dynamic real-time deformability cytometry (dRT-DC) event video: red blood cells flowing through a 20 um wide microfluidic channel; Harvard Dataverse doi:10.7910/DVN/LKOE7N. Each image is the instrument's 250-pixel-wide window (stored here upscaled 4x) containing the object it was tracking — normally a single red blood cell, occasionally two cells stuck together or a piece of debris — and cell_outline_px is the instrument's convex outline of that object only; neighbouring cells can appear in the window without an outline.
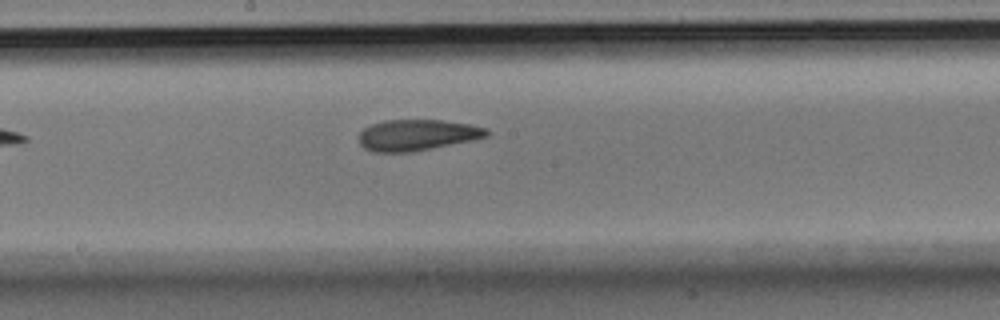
{"species": "Egyptian fruit bat (a non-hibernating species)", "species_latin": "Rousettus aegyptiacus", "temperature_condition": "room temperature", "stored_images_in_passage": 8, "camera_frame_rate_fps": 3000, "um_per_image_px": 0.085, "animal": {"sex": "male"}, "frame": {"image": 1, "passage_image": 8, "time_ms": 2.333, "image_size_px": [1000, 320], "cell_outline_px": [[488, 136], [472, 140], [412, 152], [372, 152], [364, 148], [360, 144], [360, 132], [364, 128], [372, 124], [384, 120], [440, 120], [472, 124], [488, 128]], "centroid_in_image_um": [35.46, 11.47], "position_along_channel_um": 212.7, "area_um2": 23.12}}